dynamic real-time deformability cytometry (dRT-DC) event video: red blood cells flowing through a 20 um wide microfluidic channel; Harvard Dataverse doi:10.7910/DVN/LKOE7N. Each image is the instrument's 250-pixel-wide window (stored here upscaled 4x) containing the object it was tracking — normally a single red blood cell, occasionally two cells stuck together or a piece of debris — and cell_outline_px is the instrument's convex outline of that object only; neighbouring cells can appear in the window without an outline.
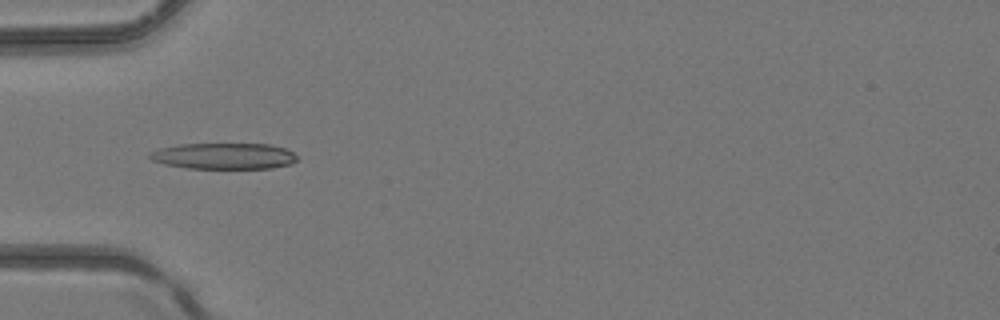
{"species": "common noctule bat (a hibernating species)", "species_latin": "Nyctalus noctula", "temperature_condition": "room temperature", "stored_images_in_passage": 3, "camera_frame_rate_fps": 3000, "um_per_image_px": 0.085, "animal": {"sex": "female", "body_mass_g": 24.6, "forearm_length_mm": 56.2}, "frame": {"image": 1, "passage_image": 2, "time_ms": 1.333, "image_size_px": [1000, 320], "cell_outline_px": [[296, 160], [292, 164], [272, 168], [188, 168], [164, 164], [152, 160], [148, 156], [148, 152], [160, 148], [180, 144], [268, 144], [284, 148], [292, 152], [296, 156]], "centroid_in_image_um": [19.01, 13.26], "position_along_channel_um": 66.0, "area_um2": 22.37}}
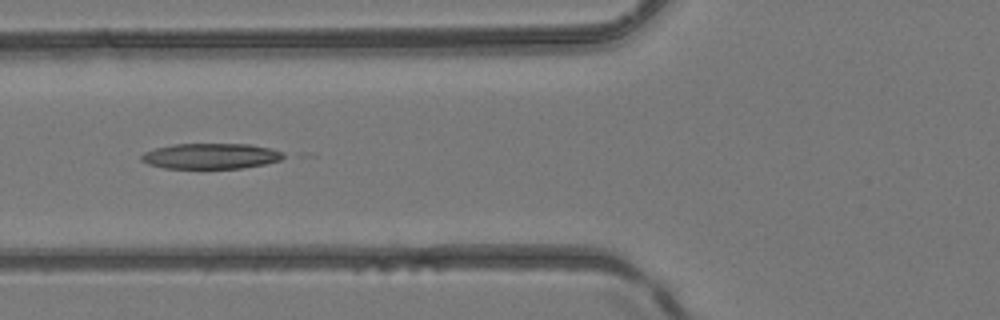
{"frame": {"image": 2, "passage_image": 3, "time_ms": 2.333, "image_size_px": [1000, 320], "cell_outline_px": [[288, 156], [280, 160], [264, 164], [240, 168], [164, 168], [148, 164], [140, 160], [140, 156], [144, 152], [156, 148], [172, 144], [248, 144], [268, 148], [284, 152]], "centroid_in_image_um": [17.91, 13.26], "position_along_channel_um": 107.9, "area_um2": 21.15}}